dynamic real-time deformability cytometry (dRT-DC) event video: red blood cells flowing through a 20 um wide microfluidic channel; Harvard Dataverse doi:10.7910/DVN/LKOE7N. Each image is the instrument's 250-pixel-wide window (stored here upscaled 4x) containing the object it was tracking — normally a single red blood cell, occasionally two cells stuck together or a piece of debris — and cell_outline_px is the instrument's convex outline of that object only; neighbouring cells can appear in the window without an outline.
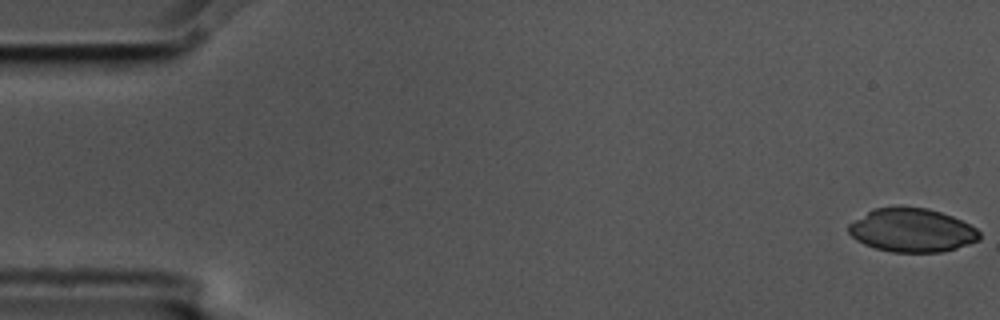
{"species": "common noctule bat (a hibernating species)", "species_latin": "Nyctalus noctula", "temperature_condition": "cold", "stored_images_in_passage": 6, "camera_frame_rate_fps": 3000, "um_per_image_px": 0.085, "animal": {"sex": "male", "body_mass_g": 17.5, "forearm_length_mm": 52.3}, "frame": {"image": 1, "passage_image": 1, "time_ms": 0.0, "image_size_px": [1000, 320], "cell_outline_px": [[980, 240], [956, 248], [940, 252], [892, 252], [876, 248], [864, 244], [856, 240], [848, 232], [848, 224], [872, 208], [900, 204], [928, 208], [952, 216], [976, 228], [980, 232]], "centroid_in_image_um": [77.48, 19.53], "position_along_channel_um": 7.5, "area_um2": 33.76}}